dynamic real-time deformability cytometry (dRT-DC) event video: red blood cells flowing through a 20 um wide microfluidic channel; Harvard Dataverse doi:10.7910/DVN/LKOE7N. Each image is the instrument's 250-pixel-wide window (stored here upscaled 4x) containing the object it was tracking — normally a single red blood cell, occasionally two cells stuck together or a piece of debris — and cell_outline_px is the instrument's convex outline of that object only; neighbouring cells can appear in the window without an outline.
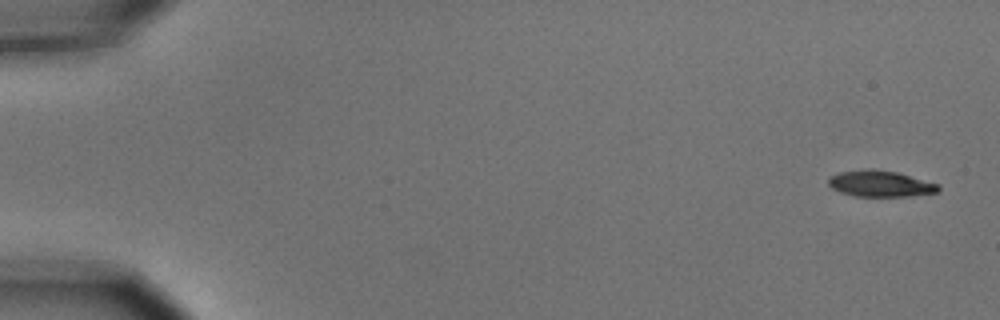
{"species": "common noctule bat (a hibernating species)", "species_latin": "Nyctalus noctula", "temperature_condition": "cold", "stored_images_in_passage": 6, "camera_frame_rate_fps": 3000, "um_per_image_px": 0.085, "animal": {"sex": "male", "body_mass_g": 15.6}, "frame": {"image": 1, "passage_image": 1, "time_ms": 0.0, "image_size_px": [1000, 320], "cell_outline_px": [[940, 188], [936, 192], [912, 196], [856, 196], [840, 192], [832, 188], [828, 184], [828, 180], [836, 172], [868, 168], [872, 168], [896, 172], [940, 184]], "centroid_in_image_um": [74.81, 15.6], "position_along_channel_um": 10.2, "area_um2": 16.82}}
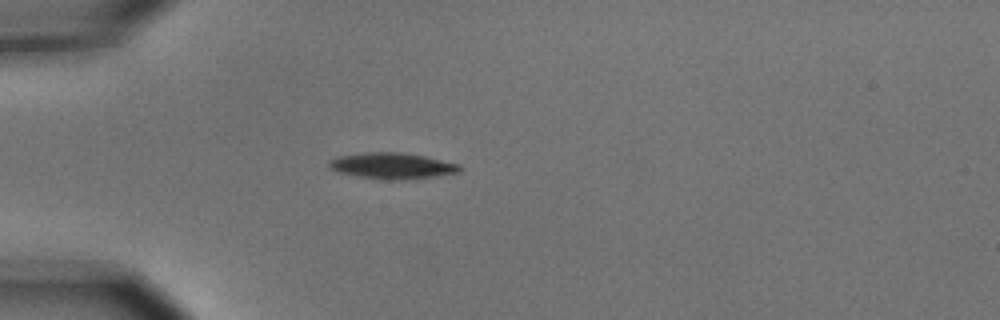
{"frame": {"image": 2, "passage_image": 5, "time_ms": 1.333, "image_size_px": [1000, 320], "cell_outline_px": [[464, 168], [460, 172], [436, 176], [400, 180], [388, 180], [360, 176], [336, 172], [328, 164], [328, 160], [336, 156], [364, 152], [400, 152], [424, 156], [460, 164]], "centroid_in_image_um": [33.34, 14.08], "position_along_channel_um": 51.7, "area_um2": 19.94}}